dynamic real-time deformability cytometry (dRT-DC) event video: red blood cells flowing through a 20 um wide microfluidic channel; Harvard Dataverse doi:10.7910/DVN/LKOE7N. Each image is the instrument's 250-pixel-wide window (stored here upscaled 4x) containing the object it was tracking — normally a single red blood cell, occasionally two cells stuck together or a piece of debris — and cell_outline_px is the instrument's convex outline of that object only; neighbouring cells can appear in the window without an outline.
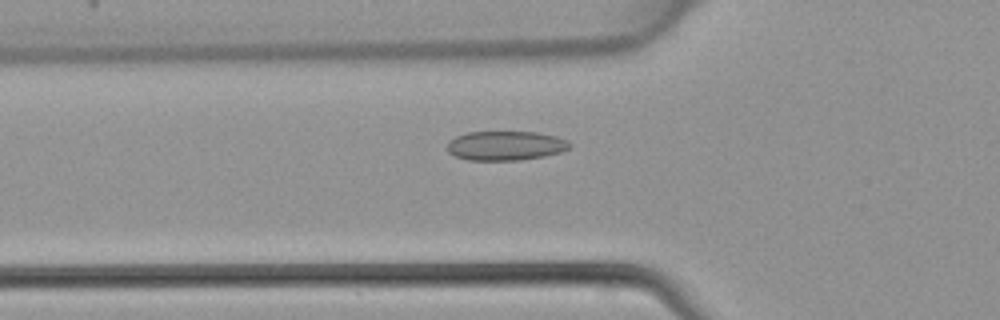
{"species": "common noctule bat (a hibernating species)", "species_latin": "Nyctalus noctula", "temperature_condition": "warm", "stored_images_in_passage": 45, "camera_frame_rate_fps": 3000, "um_per_image_px": 0.085, "animal": {"sex": "female", "body_mass_g": 22.7, "forearm_length_mm": 54.2}, "frame": {"image": 1, "passage_image": 16, "time_ms": 5.0, "image_size_px": [1000, 320], "cell_outline_px": [[572, 144], [568, 148], [560, 152], [544, 156], [520, 160], [468, 160], [456, 156], [448, 152], [448, 140], [456, 136], [468, 132], [536, 132], [556, 136], [568, 140]], "centroid_in_image_um": [42.97, 12.38], "position_along_channel_um": 82.8, "area_um2": 20.92}}
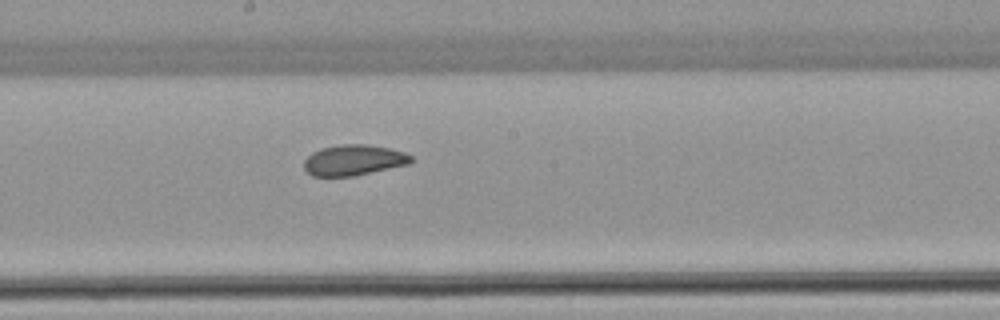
{"frame": {"image": 2, "passage_image": 25, "time_ms": 8.0, "image_size_px": [1000, 320], "cell_outline_px": [[412, 160], [408, 164], [352, 176], [312, 176], [304, 168], [304, 160], [312, 152], [320, 148], [344, 144], [368, 144], [388, 148], [404, 152], [412, 156]], "centroid_in_image_um": [30.04, 13.6], "position_along_channel_um": 218.2, "area_um2": 18.96}}
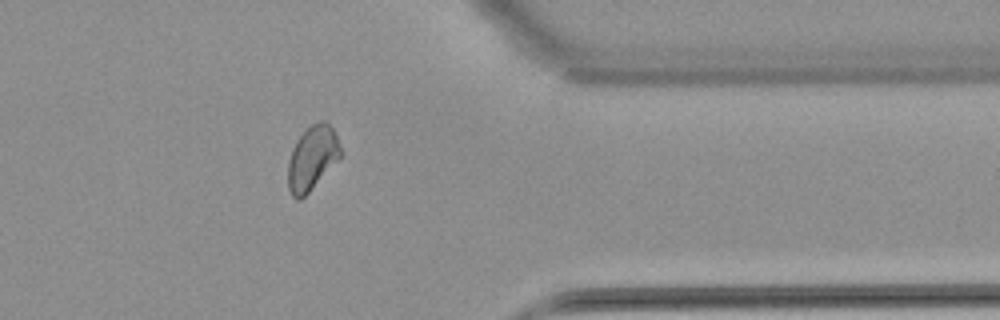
{"frame": {"image": 3, "passage_image": 37, "time_ms": 12.0, "image_size_px": [1000, 320], "cell_outline_px": [[344, 152], [308, 192], [300, 200], [296, 200], [292, 196], [288, 188], [288, 160], [292, 148], [296, 140], [312, 124], [320, 120], [324, 120], [336, 132]], "centroid_in_image_um": [26.54, 13.41], "position_along_channel_um": 384.9, "area_um2": 19.59}}